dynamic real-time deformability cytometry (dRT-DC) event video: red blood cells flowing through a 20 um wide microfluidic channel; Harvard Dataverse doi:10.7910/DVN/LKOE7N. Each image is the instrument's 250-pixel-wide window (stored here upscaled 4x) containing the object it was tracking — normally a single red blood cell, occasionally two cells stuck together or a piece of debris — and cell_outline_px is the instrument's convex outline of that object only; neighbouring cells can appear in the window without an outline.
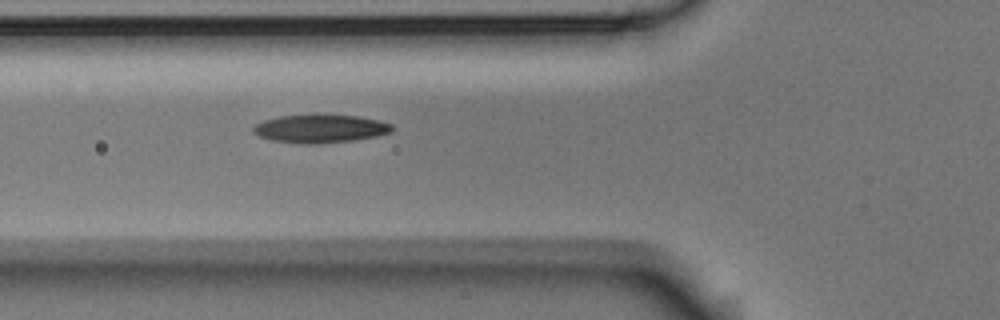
{"species": "Egyptian fruit bat (a non-hibernating species)", "species_latin": "Rousettus aegyptiacus", "temperature_condition": "room temperature", "stored_images_in_passage": 5, "camera_frame_rate_fps": 3000, "um_per_image_px": 0.085, "animal": {"sex": "male"}, "frame": {"image": 1, "passage_image": 5, "time_ms": 1.333, "image_size_px": [1000, 320], "cell_outline_px": [[392, 132], [376, 136], [352, 140], [312, 144], [304, 144], [272, 140], [260, 136], [252, 132], [252, 128], [256, 124], [264, 120], [280, 116], [316, 112], [360, 116], [392, 124]], "centroid_in_image_um": [27.2, 10.89], "position_along_channel_um": 98.6, "area_um2": 23.35}}